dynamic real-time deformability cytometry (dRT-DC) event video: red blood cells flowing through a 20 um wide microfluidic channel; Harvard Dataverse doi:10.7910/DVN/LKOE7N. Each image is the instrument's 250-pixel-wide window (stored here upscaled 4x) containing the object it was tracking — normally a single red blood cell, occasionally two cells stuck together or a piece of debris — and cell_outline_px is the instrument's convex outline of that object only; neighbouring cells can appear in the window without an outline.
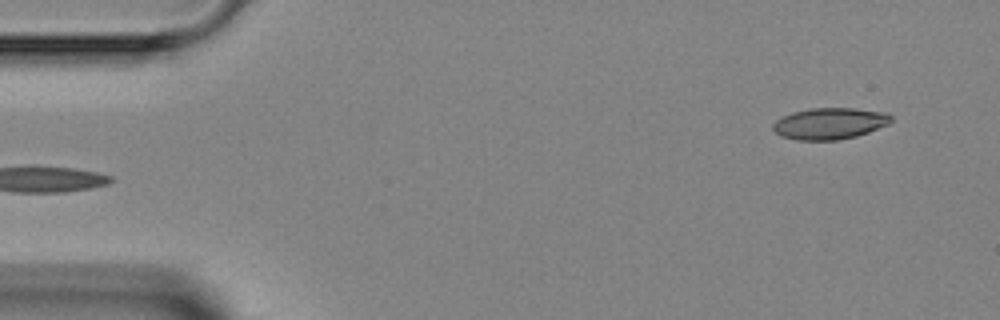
{"species": "Egyptian fruit bat (a non-hibernating species)", "species_latin": "Rousettus aegyptiacus", "temperature_condition": "room temperature", "stored_images_in_passage": 3, "segment_of_instrument_passage": [2, 2], "camera_frame_rate_fps": 3000, "um_per_image_px": 0.085, "animal": {"sex": "female"}, "frame": {"image": 1, "passage_image": 3, "time_ms": 2.0, "image_size_px": [1000, 320], "cell_outline_px": [[892, 120], [888, 124], [868, 132], [856, 136], [836, 140], [796, 140], [780, 136], [772, 128], [772, 124], [776, 120], [792, 112], [808, 108], [856, 108], [888, 112], [892, 116]], "centroid_in_image_um": [70.53, 10.49], "position_along_channel_um": 14.5, "area_um2": 21.79}}